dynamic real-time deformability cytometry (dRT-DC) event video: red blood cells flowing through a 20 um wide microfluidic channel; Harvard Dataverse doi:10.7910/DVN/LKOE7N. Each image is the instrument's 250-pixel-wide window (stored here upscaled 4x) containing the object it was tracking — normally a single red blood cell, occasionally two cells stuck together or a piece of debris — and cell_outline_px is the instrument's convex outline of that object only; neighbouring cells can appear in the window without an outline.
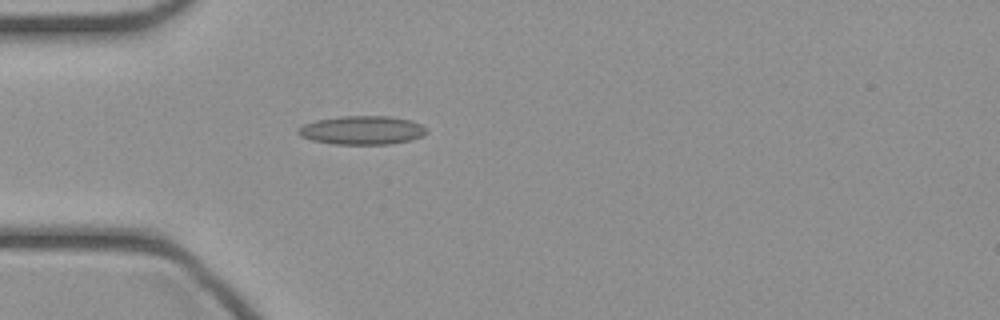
{"species": "common noctule bat (a hibernating species)", "species_latin": "Nyctalus noctula", "temperature_condition": "cold", "stored_images_in_passage": 34, "camera_frame_rate_fps": 3000, "um_per_image_px": 0.085, "animal": {"sex": "female", "body_mass_g": 21.9}, "frame": {"image": 1, "passage_image": 1, "time_ms": 0.0, "image_size_px": [1000, 320], "cell_outline_px": [[428, 132], [424, 136], [412, 140], [392, 144], [332, 144], [312, 140], [300, 136], [296, 132], [296, 128], [304, 124], [316, 120], [344, 116], [388, 116], [412, 120], [428, 128]], "centroid_in_image_um": [30.8, 11.07], "position_along_channel_um": 54.2, "area_um2": 21.73}}
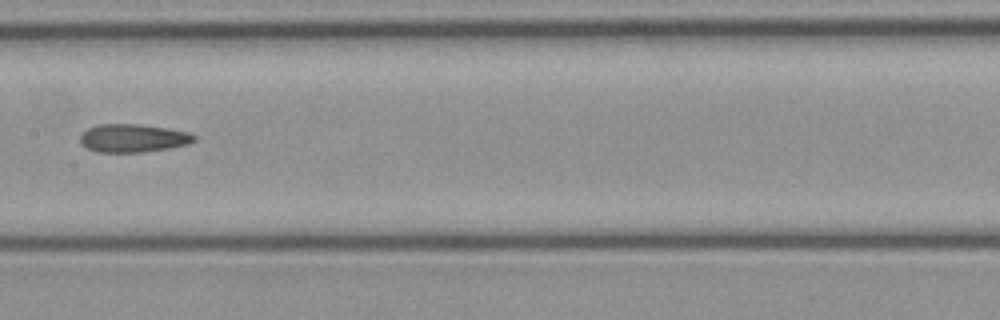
{"frame": {"image": 2, "passage_image": 11, "time_ms": 3.333, "image_size_px": [1000, 320], "cell_outline_px": [[196, 140], [188, 144], [168, 148], [140, 152], [96, 152], [80, 144], [80, 132], [88, 128], [100, 124], [140, 124], [168, 128], [188, 132], [196, 136]], "centroid_in_image_um": [11.28, 11.73], "position_along_channel_um": 196.1, "area_um2": 18.79}}
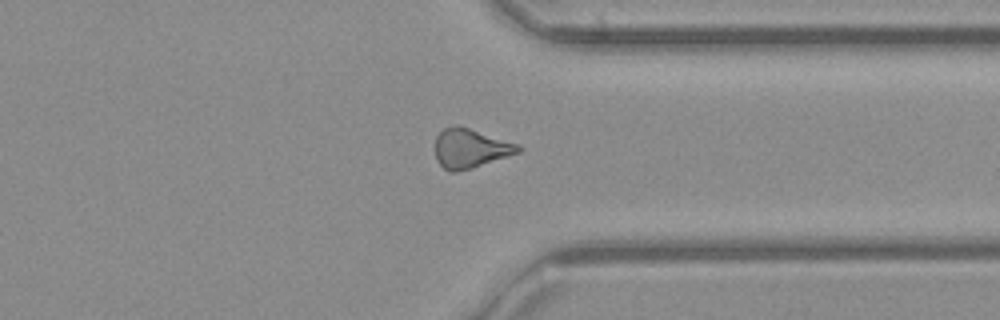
{"frame": {"image": 3, "passage_image": 23, "time_ms": 7.333, "image_size_px": [1000, 320], "cell_outline_px": [[524, 148], [520, 152], [472, 168], [456, 172], [448, 172], [436, 160], [436, 136], [444, 128], [456, 124], [460, 124], [520, 144]], "centroid_in_image_um": [40.01, 12.59], "position_along_channel_um": 371.4, "area_um2": 19.36}}